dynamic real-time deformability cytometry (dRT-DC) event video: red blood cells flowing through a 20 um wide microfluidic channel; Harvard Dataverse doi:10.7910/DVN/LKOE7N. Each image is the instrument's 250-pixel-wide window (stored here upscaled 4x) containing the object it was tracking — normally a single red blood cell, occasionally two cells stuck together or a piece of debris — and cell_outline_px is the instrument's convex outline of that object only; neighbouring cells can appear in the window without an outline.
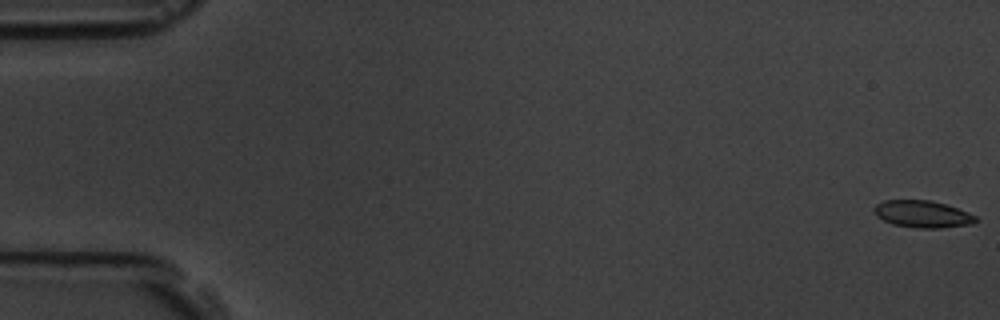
{"species": "common noctule bat (a hibernating species)", "species_latin": "Nyctalus noctula", "temperature_condition": "room temperature", "stored_images_in_passage": 57, "camera_frame_rate_fps": 3000, "um_per_image_px": 0.085, "animal": {"sex": "male", "body_mass_g": 19.5, "forearm_length_mm": 54.6}, "frame": {"image": 1, "passage_image": 1, "time_ms": 0.0, "image_size_px": [1000, 320], "cell_outline_px": [[980, 220], [972, 224], [940, 228], [916, 228], [892, 224], [876, 216], [872, 212], [872, 208], [876, 204], [884, 200], [928, 200], [944, 204], [968, 212], [976, 216]], "centroid_in_image_um": [78.39, 18.2], "position_along_channel_um": 6.6, "area_um2": 16.13}}
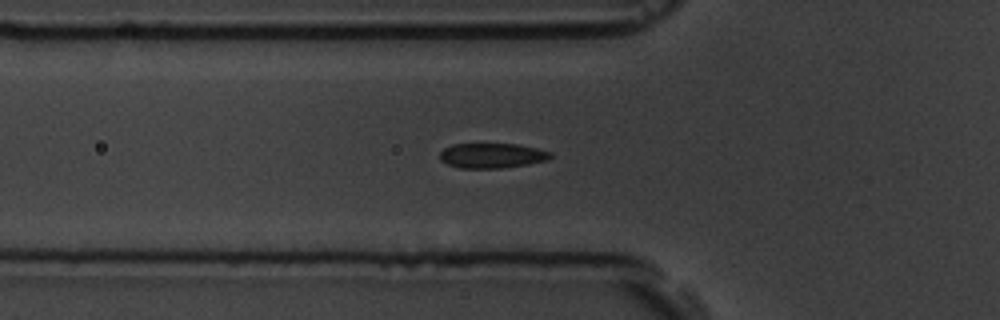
{"frame": {"image": 2, "passage_image": 20, "time_ms": 6.333, "image_size_px": [1000, 320], "cell_outline_px": [[552, 156], [548, 160], [528, 164], [500, 168], [460, 168], [448, 164], [440, 160], [440, 152], [444, 148], [452, 144], [516, 144], [536, 148], [552, 152]], "centroid_in_image_um": [41.82, 13.22], "position_along_channel_um": 84.0, "area_um2": 16.07}}
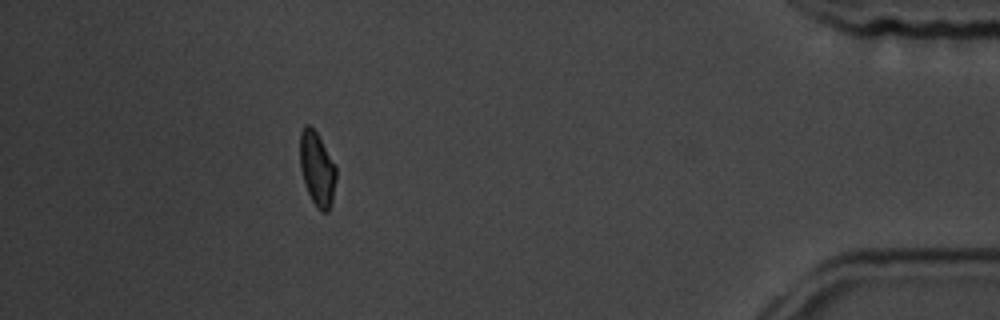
{"frame": {"image": 3, "passage_image": 51, "time_ms": 16.667, "image_size_px": [1000, 320], "cell_outline_px": [[336, 180], [332, 200], [328, 212], [320, 212], [316, 208], [308, 192], [300, 168], [300, 132], [304, 124], [308, 124], [316, 132], [336, 164]], "centroid_in_image_um": [26.96, 14.35], "position_along_channel_um": 408.2, "area_um2": 15.66}, "authors_computed_cell_mechanics": {"area_um2": 16.2418, "velocity_mm_per_s": 3.6637, "shape_relaxation_time_tau1_ms": 4.9915, "shape_relaxation_time_tau2_ms": 1.1047, "deformation_change_tau1": 0.1221, "deformation_change_tau2": 0.0419}}